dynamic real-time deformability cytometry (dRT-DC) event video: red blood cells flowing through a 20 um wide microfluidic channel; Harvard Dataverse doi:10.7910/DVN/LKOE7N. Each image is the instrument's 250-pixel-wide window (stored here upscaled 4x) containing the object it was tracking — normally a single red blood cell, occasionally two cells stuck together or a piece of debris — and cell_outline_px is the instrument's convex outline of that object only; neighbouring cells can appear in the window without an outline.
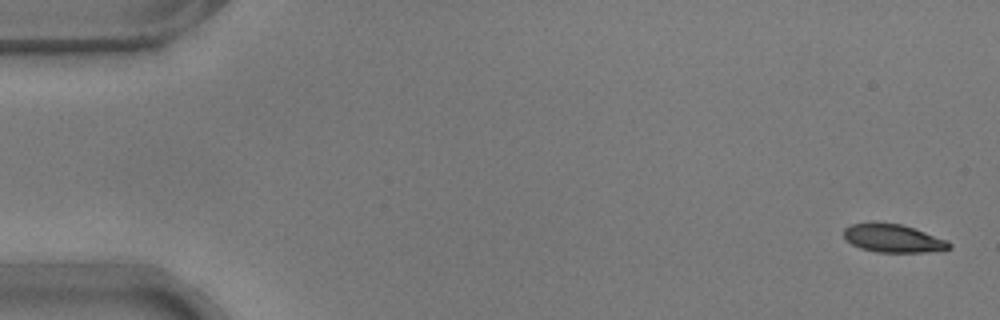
{"species": "common noctule bat (a hibernating species)", "species_latin": "Nyctalus noctula", "temperature_condition": "warm", "stored_images_in_passage": 54, "camera_frame_rate_fps": 3000, "um_per_image_px": 0.085, "animal": {"sex": "male", "body_mass_g": 17.9}, "frame": {"image": 1, "passage_image": 2, "time_ms": 0.333, "image_size_px": [1000, 320], "cell_outline_px": [[952, 248], [924, 252], [876, 252], [860, 248], [844, 240], [844, 228], [852, 224], [900, 224], [948, 240], [952, 244]], "centroid_in_image_um": [75.92, 20.29], "position_along_channel_um": 9.1, "area_um2": 16.88}}
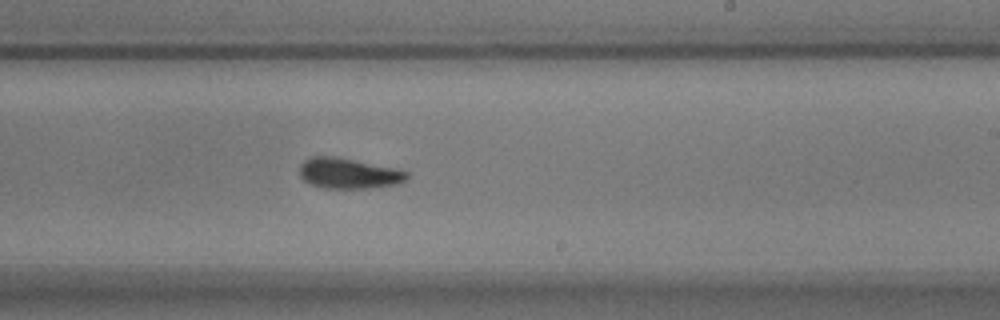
{"frame": {"image": 2, "passage_image": 33, "time_ms": 10.667, "image_size_px": [1000, 320], "cell_outline_px": [[408, 176], [404, 180], [396, 184], [364, 188], [324, 188], [312, 184], [304, 180], [300, 176], [300, 164], [308, 156], [336, 156], [396, 168], [408, 172]], "centroid_in_image_um": [29.59, 14.71], "position_along_channel_um": 259.4, "area_um2": 19.02}}
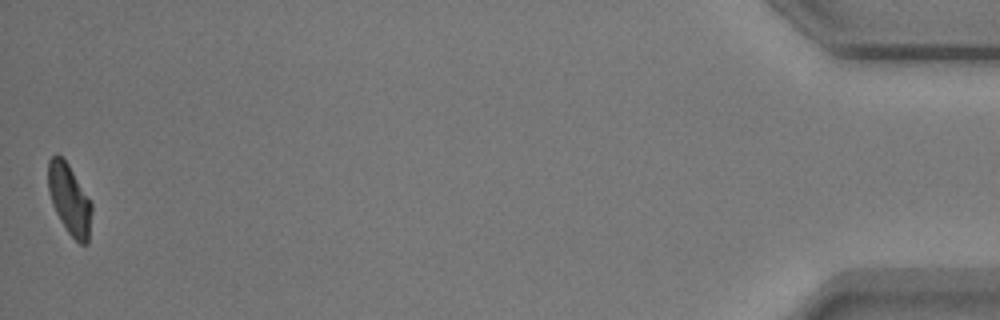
{"frame": {"image": 3, "passage_image": 54, "time_ms": 17.667, "image_size_px": [1000, 320], "cell_outline_px": [[92, 212], [88, 244], [80, 244], [68, 232], [60, 220], [52, 204], [48, 192], [48, 160], [56, 152], [68, 164], [88, 196], [92, 204]], "centroid_in_image_um": [5.9, 16.94], "position_along_channel_um": 429.3, "area_um2": 17.86}, "authors_computed_cell_mechanics": {"area_um2": 18.9584, "velocity_mm_per_s": 3.7438, "shape_relaxation_time_tau1_ms": 3.5184, "shape_relaxation_time_tau2_ms": 1.318, "deformation_change_tau1": 0.1414, "deformation_change_tau2": 0.0526}}